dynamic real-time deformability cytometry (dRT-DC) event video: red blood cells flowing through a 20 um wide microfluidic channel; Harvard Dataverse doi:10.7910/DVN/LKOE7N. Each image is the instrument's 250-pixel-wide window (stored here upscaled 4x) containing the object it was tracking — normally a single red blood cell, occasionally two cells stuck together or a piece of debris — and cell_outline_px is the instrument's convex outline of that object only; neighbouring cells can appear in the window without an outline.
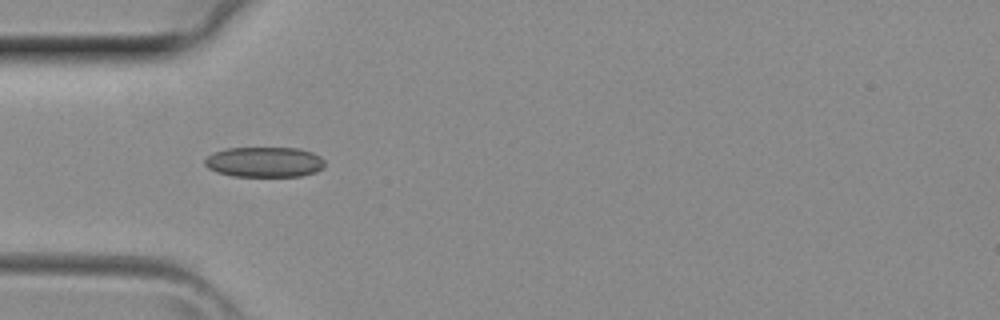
{"species": "common noctule bat (a hibernating species)", "species_latin": "Nyctalus noctula", "temperature_condition": "room temperature", "stored_images_in_passage": 3, "camera_frame_rate_fps": 3000, "um_per_image_px": 0.085, "animal": {"sex": "female", "body_mass_g": 29.2, "forearm_length_mm": 56.3}, "frame": {"image": 1, "passage_image": 3, "time_ms": 0.667, "image_size_px": [1000, 320], "cell_outline_px": [[324, 168], [316, 172], [300, 176], [232, 176], [216, 172], [208, 168], [204, 164], [204, 160], [212, 152], [228, 148], [300, 148], [312, 152], [320, 156], [324, 160]], "centroid_in_image_um": [22.48, 13.77], "position_along_channel_um": 62.5, "area_um2": 21.33}}